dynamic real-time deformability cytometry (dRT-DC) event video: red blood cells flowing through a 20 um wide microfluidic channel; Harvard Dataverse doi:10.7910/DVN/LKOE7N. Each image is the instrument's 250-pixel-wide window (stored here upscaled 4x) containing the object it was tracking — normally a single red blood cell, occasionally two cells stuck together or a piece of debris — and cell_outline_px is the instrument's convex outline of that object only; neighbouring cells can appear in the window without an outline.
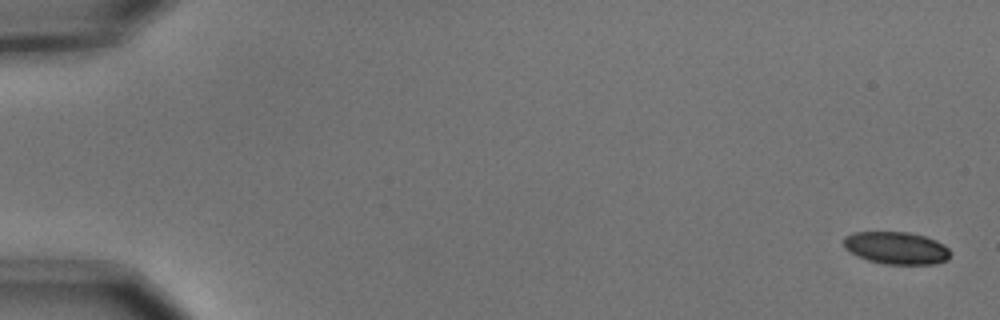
{"species": "common noctule bat (a hibernating species)", "species_latin": "Nyctalus noctula", "temperature_condition": "cold", "stored_images_in_passage": 11, "camera_frame_rate_fps": 3000, "um_per_image_px": 0.085, "animal": {"sex": "male", "body_mass_g": 15.6}, "frame": {"image": 1, "passage_image": 1, "time_ms": 0.0, "image_size_px": [1000, 320], "cell_outline_px": [[948, 260], [936, 264], [884, 264], [868, 260], [844, 248], [844, 236], [852, 232], [908, 232], [924, 236], [936, 240], [944, 244], [948, 248]], "centroid_in_image_um": [76.19, 21.07], "position_along_channel_um": 8.8, "area_um2": 20.06}}
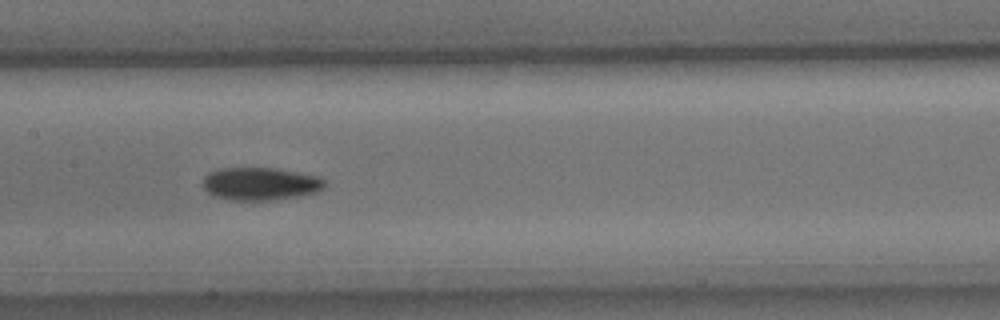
{"frame": {"image": 2, "passage_image": 8, "time_ms": 2.333, "image_size_px": [1000, 320], "cell_outline_px": [[324, 188], [316, 192], [300, 196], [272, 200], [232, 200], [216, 196], [208, 192], [200, 184], [204, 176], [208, 172], [220, 168], [272, 168], [316, 176], [324, 180]], "centroid_in_image_um": [22.07, 15.62], "position_along_channel_um": 185.3, "area_um2": 23.18}}
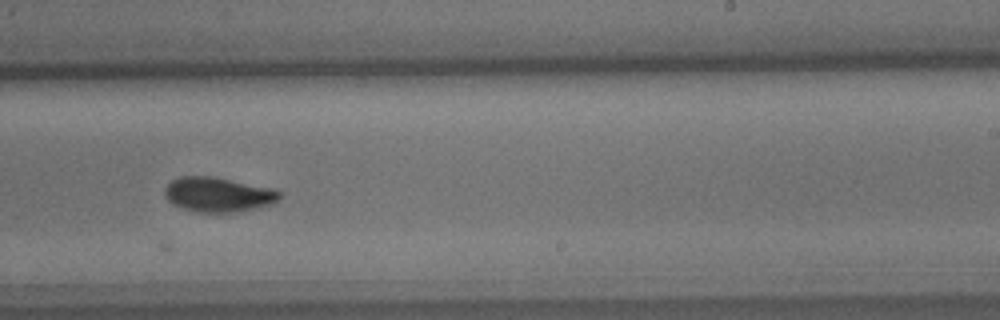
{"frame": {"image": 3, "passage_image": 10, "time_ms": 3.0, "image_size_px": [1000, 320], "cell_outline_px": [[280, 196], [272, 204], [240, 212], [196, 212], [172, 204], [164, 196], [164, 188], [172, 180], [180, 176], [212, 176], [276, 188], [280, 192]], "centroid_in_image_um": [18.54, 16.53], "position_along_channel_um": 270.5, "area_um2": 23.41}}